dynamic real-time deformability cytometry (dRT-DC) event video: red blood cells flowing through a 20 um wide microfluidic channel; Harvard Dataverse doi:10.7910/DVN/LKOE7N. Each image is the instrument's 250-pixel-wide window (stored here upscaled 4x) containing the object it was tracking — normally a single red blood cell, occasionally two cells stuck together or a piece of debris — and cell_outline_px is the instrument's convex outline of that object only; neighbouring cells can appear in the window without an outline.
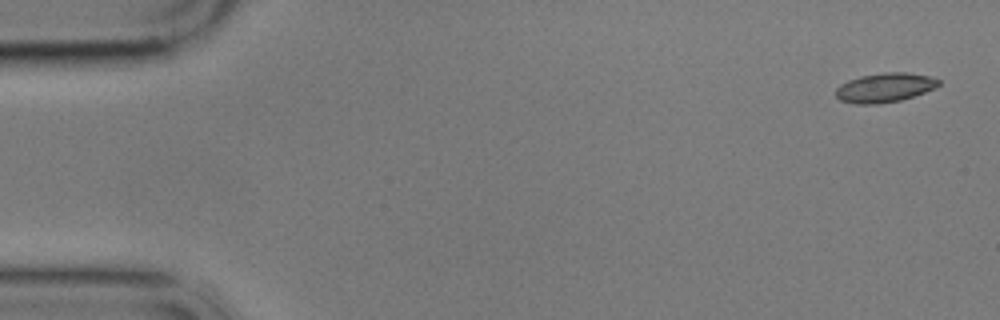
{"species": "common noctule bat (a hibernating species)", "species_latin": "Nyctalus noctula", "temperature_condition": "cold", "stored_images_in_passage": 8, "camera_frame_rate_fps": 3000, "um_per_image_px": 0.085, "animal": {"sex": "male", "body_mass_g": 17.9}, "frame": {"image": 1, "passage_image": 1, "time_ms": 0.0, "image_size_px": [1000, 320], "cell_outline_px": [[940, 84], [936, 88], [900, 100], [880, 104], [856, 104], [840, 100], [836, 96], [836, 88], [840, 84], [848, 80], [860, 76], [884, 72], [904, 72], [932, 76], [940, 80]], "centroid_in_image_um": [75.21, 7.44], "position_along_channel_um": 9.8, "area_um2": 17.63}}
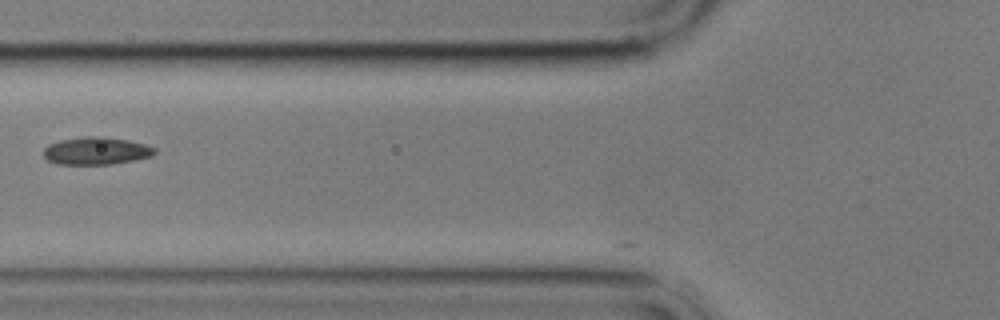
{"frame": {"image": 2, "passage_image": 6, "time_ms": 6.667, "image_size_px": [1000, 320], "cell_outline_px": [[156, 152], [152, 156], [112, 164], [56, 164], [48, 160], [44, 156], [44, 148], [48, 144], [60, 140], [84, 136], [104, 136], [128, 140], [144, 144], [156, 148]], "centroid_in_image_um": [8.16, 12.81], "position_along_channel_um": 117.6, "area_um2": 17.86}}
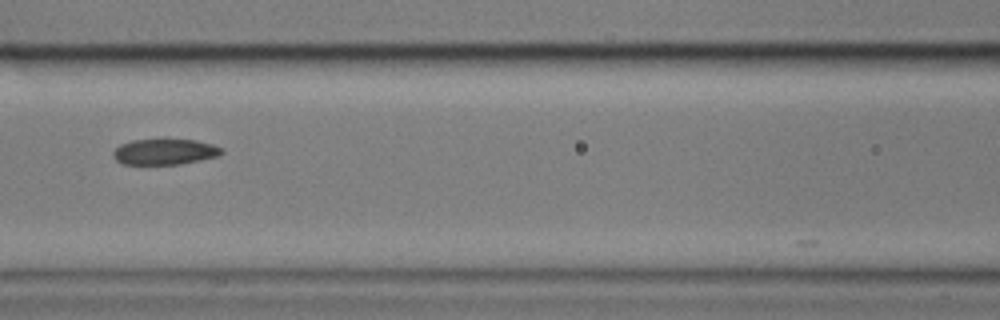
{"frame": {"image": 3, "passage_image": 7, "time_ms": 7.667, "image_size_px": [1000, 320], "cell_outline_px": [[224, 152], [220, 156], [180, 164], [120, 164], [112, 156], [112, 152], [120, 144], [132, 140], [196, 140], [212, 144], [224, 148]], "centroid_in_image_um": [14.01, 12.91], "position_along_channel_um": 152.6, "area_um2": 16.36}}